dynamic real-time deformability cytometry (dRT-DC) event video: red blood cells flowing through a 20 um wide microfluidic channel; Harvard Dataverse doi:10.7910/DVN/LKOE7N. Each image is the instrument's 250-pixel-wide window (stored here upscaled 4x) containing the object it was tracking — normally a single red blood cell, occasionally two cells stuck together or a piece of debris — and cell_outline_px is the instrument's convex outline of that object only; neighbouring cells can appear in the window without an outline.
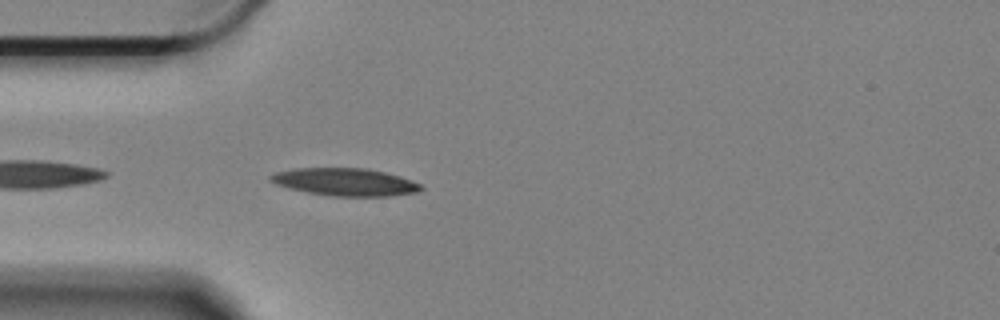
{"species": "Egyptian fruit bat (a non-hibernating species)", "species_latin": "Rousettus aegyptiacus", "temperature_condition": "cold", "stored_images_in_passage": 18, "camera_frame_rate_fps": 3000, "um_per_image_px": 0.085, "animal": {"sex": "female"}, "frame": {"image": 1, "passage_image": 3, "time_ms": 0.667, "image_size_px": [1000, 320], "cell_outline_px": [[424, 188], [416, 192], [388, 196], [332, 196], [308, 192], [288, 188], [276, 184], [268, 180], [268, 176], [276, 172], [296, 168], [364, 168], [384, 172], [400, 176], [420, 184]], "centroid_in_image_um": [29.3, 15.47], "position_along_channel_um": 55.7, "area_um2": 24.04}}
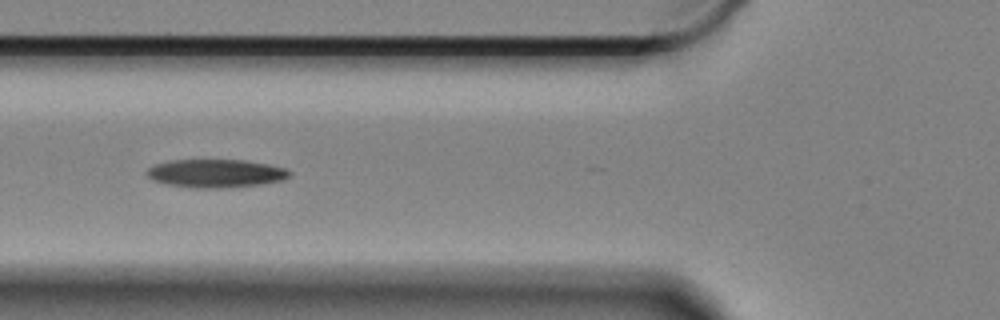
{"frame": {"image": 2, "passage_image": 8, "time_ms": 2.333, "image_size_px": [1000, 320], "cell_outline_px": [[292, 172], [284, 180], [260, 184], [220, 188], [192, 188], [164, 184], [152, 180], [144, 172], [148, 168], [156, 164], [172, 160], [244, 160], [268, 164], [284, 168]], "centroid_in_image_um": [18.3, 14.74], "position_along_channel_um": 107.5, "area_um2": 23.52}}
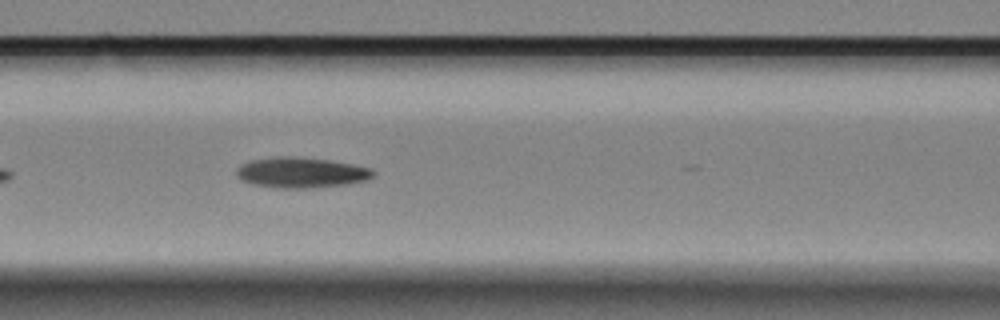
{"frame": {"image": 3, "passage_image": 11, "time_ms": 3.333, "image_size_px": [1000, 320], "cell_outline_px": [[376, 172], [368, 180], [344, 184], [312, 188], [276, 188], [252, 184], [236, 176], [236, 168], [240, 164], [252, 160], [276, 156], [296, 156], [328, 160], [352, 164], [372, 168]], "centroid_in_image_um": [25.59, 14.66], "position_along_channel_um": 141.0, "area_um2": 24.39}}